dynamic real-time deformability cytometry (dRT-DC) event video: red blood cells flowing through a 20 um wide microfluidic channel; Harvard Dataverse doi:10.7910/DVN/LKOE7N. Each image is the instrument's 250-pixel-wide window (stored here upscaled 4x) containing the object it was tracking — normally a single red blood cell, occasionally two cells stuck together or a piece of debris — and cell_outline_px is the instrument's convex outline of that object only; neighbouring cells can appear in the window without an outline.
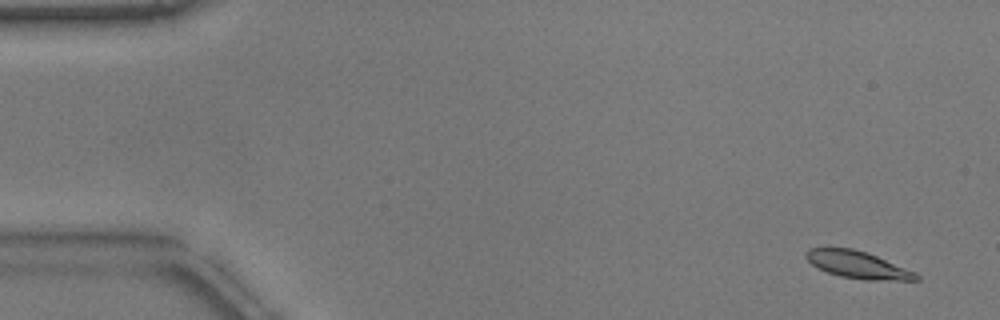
{"species": "common noctule bat (a hibernating species)", "species_latin": "Nyctalus noctula", "temperature_condition": "warm", "stored_images_in_passage": 54, "camera_frame_rate_fps": 3000, "um_per_image_px": 0.085, "animal": {"sex": "male", "body_mass_g": 17.9}, "frame": {"image": 1, "passage_image": 3, "time_ms": 0.667, "image_size_px": [1000, 320], "cell_outline_px": [[920, 280], [864, 280], [840, 276], [816, 268], [804, 256], [804, 252], [808, 248], [852, 248], [876, 256], [916, 272], [920, 276]], "centroid_in_image_um": [72.89, 22.51], "position_along_channel_um": 12.1, "area_um2": 17.4}}
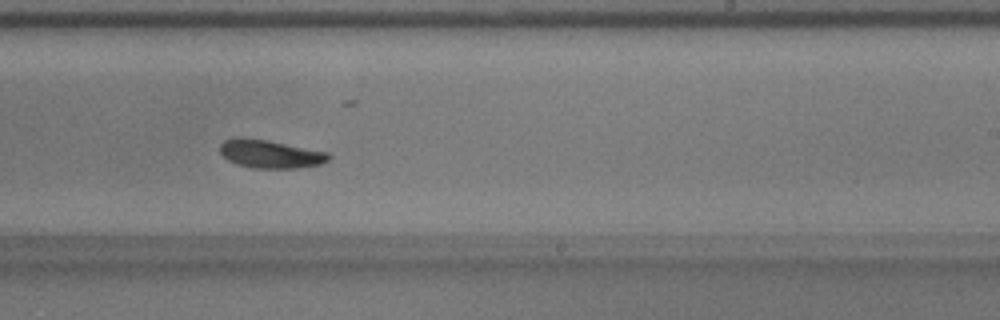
{"frame": {"image": 2, "passage_image": 33, "time_ms": 10.667, "image_size_px": [1000, 320], "cell_outline_px": [[332, 156], [328, 160], [320, 164], [296, 168], [252, 168], [236, 164], [228, 160], [220, 152], [220, 144], [224, 140], [236, 136], [244, 136], [268, 140], [328, 152]], "centroid_in_image_um": [22.94, 13.07], "position_along_channel_um": 266.1, "area_um2": 18.09}}
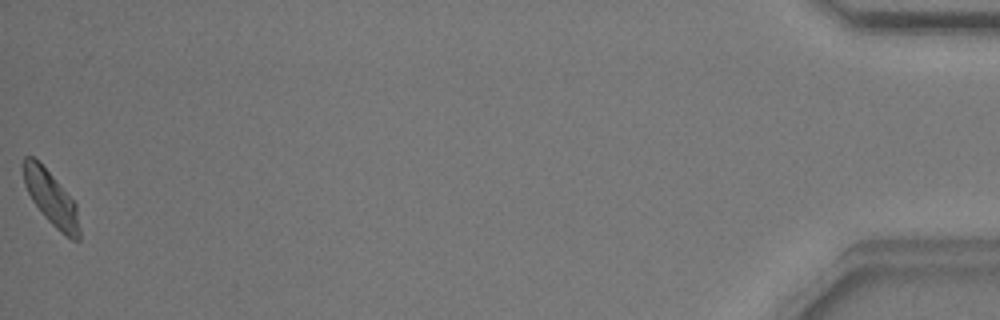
{"frame": {"image": 3, "passage_image": 54, "time_ms": 17.667, "image_size_px": [1000, 320], "cell_outline_px": [[80, 240], [72, 240], [60, 232], [44, 216], [32, 200], [24, 184], [24, 156], [32, 156], [52, 176], [76, 204], [80, 228]], "centroid_in_image_um": [4.37, 16.91], "position_along_channel_um": 430.8, "area_um2": 17.17}, "authors_computed_cell_mechanics": {"area_um2": 17.8891, "velocity_mm_per_s": 3.7601, "shape_relaxation_time_tau1_ms": 2.1762, "shape_relaxation_time_tau2_ms": 3.6772, "deformation_change_tau1": 0.114, "deformation_change_tau2": 0.0916}}